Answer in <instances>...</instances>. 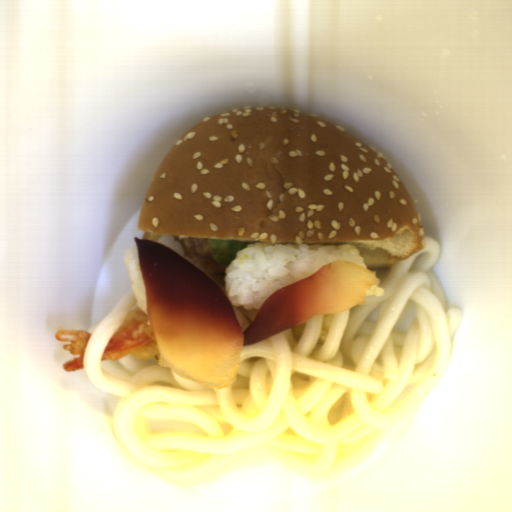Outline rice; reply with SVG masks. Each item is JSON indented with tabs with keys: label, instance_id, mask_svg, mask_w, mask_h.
Here are the masks:
<instances>
[{
	"label": "rice",
	"instance_id": "1",
	"mask_svg": "<svg viewBox=\"0 0 512 512\" xmlns=\"http://www.w3.org/2000/svg\"><path fill=\"white\" fill-rule=\"evenodd\" d=\"M334 261H348L367 270L360 250L349 243L253 242L226 268L224 294L233 306L260 311L269 296Z\"/></svg>",
	"mask_w": 512,
	"mask_h": 512
},
{
	"label": "rice",
	"instance_id": "2",
	"mask_svg": "<svg viewBox=\"0 0 512 512\" xmlns=\"http://www.w3.org/2000/svg\"><path fill=\"white\" fill-rule=\"evenodd\" d=\"M123 254L124 264L129 274L132 294L140 309L148 316L147 298L139 265L137 245H132L131 248H125Z\"/></svg>",
	"mask_w": 512,
	"mask_h": 512
},
{
	"label": "rice",
	"instance_id": "3",
	"mask_svg": "<svg viewBox=\"0 0 512 512\" xmlns=\"http://www.w3.org/2000/svg\"><path fill=\"white\" fill-rule=\"evenodd\" d=\"M381 280L375 277V284L368 290L365 296H384V288L379 287Z\"/></svg>",
	"mask_w": 512,
	"mask_h": 512
}]
</instances>
